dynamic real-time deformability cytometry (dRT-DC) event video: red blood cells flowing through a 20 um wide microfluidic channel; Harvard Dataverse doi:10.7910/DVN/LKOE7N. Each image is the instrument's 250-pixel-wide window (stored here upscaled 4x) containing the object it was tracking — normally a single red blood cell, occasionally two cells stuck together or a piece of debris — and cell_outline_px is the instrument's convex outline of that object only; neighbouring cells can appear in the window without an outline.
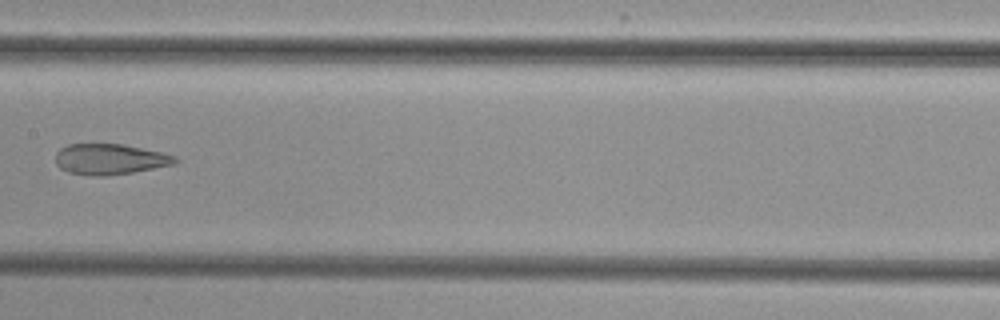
{"species": "common noctule bat (a hibernating species)", "species_latin": "Nyctalus noctula", "temperature_condition": "cold", "stored_images_in_passage": 5, "camera_frame_rate_fps": 3000, "um_per_image_px": 0.085, "animal": {"sex": "female", "body_mass_g": 29.2, "forearm_length_mm": 56.3}, "frame": {"image": 1, "passage_image": 4, "time_ms": 3.667, "image_size_px": [1000, 320], "cell_outline_px": [[180, 160], [172, 164], [132, 172], [108, 176], [88, 176], [68, 172], [60, 168], [56, 164], [56, 152], [60, 148], [68, 144], [124, 144], [160, 152], [176, 156]], "centroid_in_image_um": [9.3, 13.53], "position_along_channel_um": 198.1, "area_um2": 21.39}}
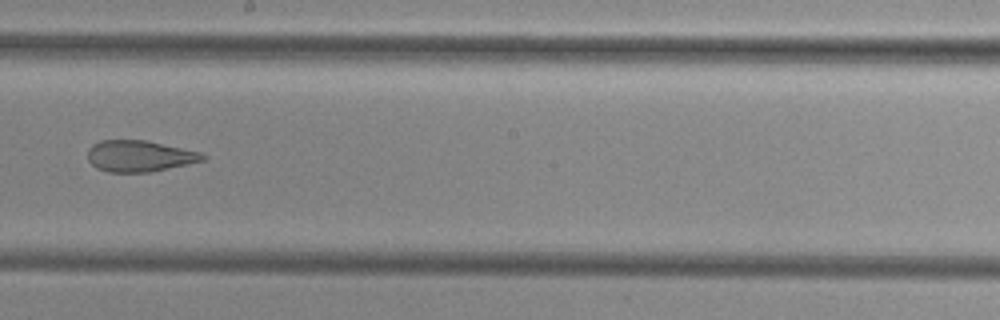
{"frame": {"image": 2, "passage_image": 5, "time_ms": 4.667, "image_size_px": [1000, 320], "cell_outline_px": [[208, 156], [204, 160], [168, 168], [148, 172], [108, 172], [96, 168], [88, 160], [88, 148], [92, 144], [100, 140], [144, 140], [200, 152]], "centroid_in_image_um": [11.81, 13.26], "position_along_channel_um": 236.4, "area_um2": 20.81}}